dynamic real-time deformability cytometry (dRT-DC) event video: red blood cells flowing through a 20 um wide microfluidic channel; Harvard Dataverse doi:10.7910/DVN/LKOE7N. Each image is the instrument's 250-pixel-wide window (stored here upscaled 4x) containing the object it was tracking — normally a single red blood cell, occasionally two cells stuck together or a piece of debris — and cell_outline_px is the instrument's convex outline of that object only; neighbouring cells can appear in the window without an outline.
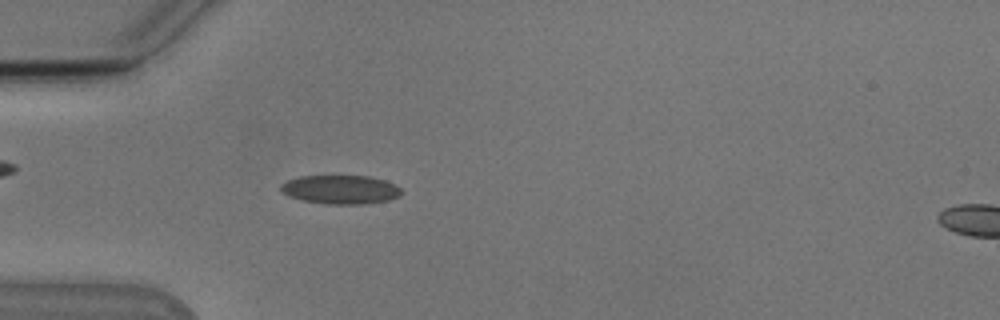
{"species": "Egyptian fruit bat (a non-hibernating species)", "species_latin": "Rousettus aegyptiacus", "temperature_condition": "cold", "stored_images_in_passage": 53, "camera_frame_rate_fps": 3000, "um_per_image_px": 0.085, "animal": {"sex": "male"}, "frame": {"image": 1, "passage_image": 16, "time_ms": 5.0, "image_size_px": [1000, 320], "cell_outline_px": [[404, 192], [400, 196], [388, 200], [364, 204], [324, 204], [304, 200], [288, 196], [280, 188], [280, 184], [288, 180], [300, 176], [368, 176], [384, 180], [400, 188]], "centroid_in_image_um": [28.96, 16.11], "position_along_channel_um": 56.0, "area_um2": 20.17}}
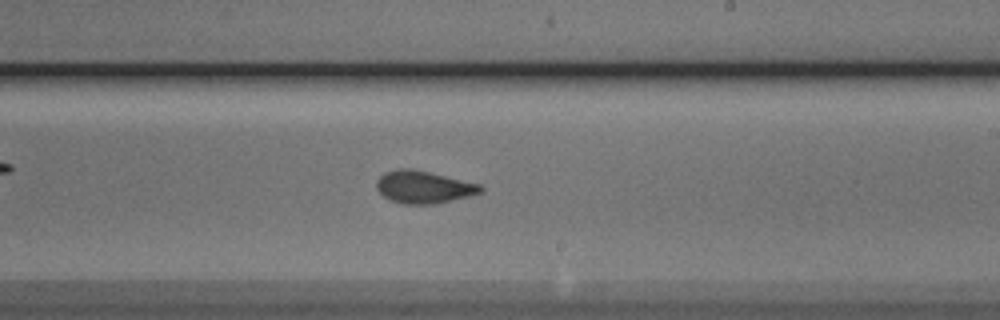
{"frame": {"image": 2, "passage_image": 32, "time_ms": 10.333, "image_size_px": [1000, 320], "cell_outline_px": [[484, 192], [472, 196], [436, 204], [400, 204], [388, 200], [376, 188], [376, 180], [384, 172], [396, 168], [412, 168], [480, 184], [484, 188]], "centroid_in_image_um": [36.01, 15.91], "position_along_channel_um": 253.0, "area_um2": 20.06}}
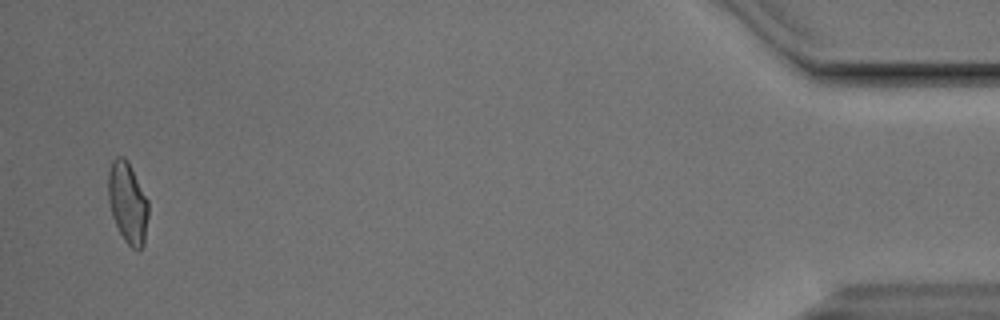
{"frame": {"image": 3, "passage_image": 52, "time_ms": 17.0, "image_size_px": [1000, 320], "cell_outline_px": [[148, 216], [144, 244], [140, 248], [132, 248], [124, 240], [112, 216], [108, 200], [108, 172], [112, 160], [116, 156], [124, 156], [128, 160], [148, 200]], "centroid_in_image_um": [10.84, 17.19], "position_along_channel_um": 424.4, "area_um2": 19.02}, "authors_computed_cell_mechanics": {"area_um2": 19.4208, "velocity_mm_per_s": 3.8273, "shape_relaxation_time_tau1_ms": 4.8175, "shape_relaxation_time_tau2_ms": 1.0718, "deformation_change_tau1": 0.1265, "deformation_change_tau2": 0.0552}}